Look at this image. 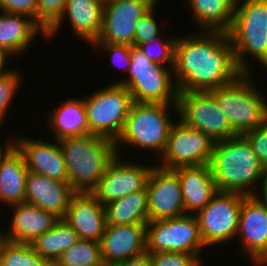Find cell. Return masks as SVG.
<instances>
[{
    "mask_svg": "<svg viewBox=\"0 0 267 266\" xmlns=\"http://www.w3.org/2000/svg\"><path fill=\"white\" fill-rule=\"evenodd\" d=\"M232 1V3L234 4V5H236V4H238V3H240V2H243V1H245V0H231Z\"/></svg>",
    "mask_w": 267,
    "mask_h": 266,
    "instance_id": "cell-45",
    "label": "cell"
},
{
    "mask_svg": "<svg viewBox=\"0 0 267 266\" xmlns=\"http://www.w3.org/2000/svg\"><path fill=\"white\" fill-rule=\"evenodd\" d=\"M105 3H108V2H113V1H117V0H102Z\"/></svg>",
    "mask_w": 267,
    "mask_h": 266,
    "instance_id": "cell-47",
    "label": "cell"
},
{
    "mask_svg": "<svg viewBox=\"0 0 267 266\" xmlns=\"http://www.w3.org/2000/svg\"><path fill=\"white\" fill-rule=\"evenodd\" d=\"M195 24L200 31H221L231 29L235 5L231 0H187Z\"/></svg>",
    "mask_w": 267,
    "mask_h": 266,
    "instance_id": "cell-27",
    "label": "cell"
},
{
    "mask_svg": "<svg viewBox=\"0 0 267 266\" xmlns=\"http://www.w3.org/2000/svg\"><path fill=\"white\" fill-rule=\"evenodd\" d=\"M0 11L26 15L37 22V0H0Z\"/></svg>",
    "mask_w": 267,
    "mask_h": 266,
    "instance_id": "cell-39",
    "label": "cell"
},
{
    "mask_svg": "<svg viewBox=\"0 0 267 266\" xmlns=\"http://www.w3.org/2000/svg\"><path fill=\"white\" fill-rule=\"evenodd\" d=\"M106 224L128 225L149 222L147 190L130 193L104 205Z\"/></svg>",
    "mask_w": 267,
    "mask_h": 266,
    "instance_id": "cell-28",
    "label": "cell"
},
{
    "mask_svg": "<svg viewBox=\"0 0 267 266\" xmlns=\"http://www.w3.org/2000/svg\"><path fill=\"white\" fill-rule=\"evenodd\" d=\"M228 36L235 61L242 73H252L245 55L267 64V0H245L235 5ZM251 67V68H250Z\"/></svg>",
    "mask_w": 267,
    "mask_h": 266,
    "instance_id": "cell-4",
    "label": "cell"
},
{
    "mask_svg": "<svg viewBox=\"0 0 267 266\" xmlns=\"http://www.w3.org/2000/svg\"><path fill=\"white\" fill-rule=\"evenodd\" d=\"M38 33L46 37L45 30L29 16L0 13V48L10 56L23 54Z\"/></svg>",
    "mask_w": 267,
    "mask_h": 266,
    "instance_id": "cell-24",
    "label": "cell"
},
{
    "mask_svg": "<svg viewBox=\"0 0 267 266\" xmlns=\"http://www.w3.org/2000/svg\"><path fill=\"white\" fill-rule=\"evenodd\" d=\"M63 219L79 239L100 243L106 226L105 209L92 192H75Z\"/></svg>",
    "mask_w": 267,
    "mask_h": 266,
    "instance_id": "cell-19",
    "label": "cell"
},
{
    "mask_svg": "<svg viewBox=\"0 0 267 266\" xmlns=\"http://www.w3.org/2000/svg\"><path fill=\"white\" fill-rule=\"evenodd\" d=\"M176 106L184 125L202 131L213 142L237 136L210 92L178 91Z\"/></svg>",
    "mask_w": 267,
    "mask_h": 266,
    "instance_id": "cell-10",
    "label": "cell"
},
{
    "mask_svg": "<svg viewBox=\"0 0 267 266\" xmlns=\"http://www.w3.org/2000/svg\"><path fill=\"white\" fill-rule=\"evenodd\" d=\"M102 263L100 243L79 239L60 255L53 266H99Z\"/></svg>",
    "mask_w": 267,
    "mask_h": 266,
    "instance_id": "cell-30",
    "label": "cell"
},
{
    "mask_svg": "<svg viewBox=\"0 0 267 266\" xmlns=\"http://www.w3.org/2000/svg\"><path fill=\"white\" fill-rule=\"evenodd\" d=\"M157 2L138 20L135 28L133 46L137 47L145 41L162 35L157 20L155 19L154 10Z\"/></svg>",
    "mask_w": 267,
    "mask_h": 266,
    "instance_id": "cell-36",
    "label": "cell"
},
{
    "mask_svg": "<svg viewBox=\"0 0 267 266\" xmlns=\"http://www.w3.org/2000/svg\"><path fill=\"white\" fill-rule=\"evenodd\" d=\"M103 7L104 2L102 0H67L60 19L46 32L44 38L51 39L59 31L63 19L67 16L73 28V33L78 38L92 44L101 32Z\"/></svg>",
    "mask_w": 267,
    "mask_h": 266,
    "instance_id": "cell-20",
    "label": "cell"
},
{
    "mask_svg": "<svg viewBox=\"0 0 267 266\" xmlns=\"http://www.w3.org/2000/svg\"><path fill=\"white\" fill-rule=\"evenodd\" d=\"M67 168L69 185L76 192H91L118 155L114 141L85 134L58 141Z\"/></svg>",
    "mask_w": 267,
    "mask_h": 266,
    "instance_id": "cell-3",
    "label": "cell"
},
{
    "mask_svg": "<svg viewBox=\"0 0 267 266\" xmlns=\"http://www.w3.org/2000/svg\"><path fill=\"white\" fill-rule=\"evenodd\" d=\"M214 142L202 131L184 125L180 120L170 129L167 144L158 166L175 169L183 166L208 165Z\"/></svg>",
    "mask_w": 267,
    "mask_h": 266,
    "instance_id": "cell-12",
    "label": "cell"
},
{
    "mask_svg": "<svg viewBox=\"0 0 267 266\" xmlns=\"http://www.w3.org/2000/svg\"><path fill=\"white\" fill-rule=\"evenodd\" d=\"M157 0H117L104 4L102 28L93 43L133 46L138 20Z\"/></svg>",
    "mask_w": 267,
    "mask_h": 266,
    "instance_id": "cell-13",
    "label": "cell"
},
{
    "mask_svg": "<svg viewBox=\"0 0 267 266\" xmlns=\"http://www.w3.org/2000/svg\"><path fill=\"white\" fill-rule=\"evenodd\" d=\"M8 57H10V55L6 53L2 48H0V77H3L6 73L10 71L4 69L7 67L5 66V64L7 62L6 60Z\"/></svg>",
    "mask_w": 267,
    "mask_h": 266,
    "instance_id": "cell-42",
    "label": "cell"
},
{
    "mask_svg": "<svg viewBox=\"0 0 267 266\" xmlns=\"http://www.w3.org/2000/svg\"><path fill=\"white\" fill-rule=\"evenodd\" d=\"M48 125L55 140L89 134L84 99L68 98L55 112L48 113Z\"/></svg>",
    "mask_w": 267,
    "mask_h": 266,
    "instance_id": "cell-26",
    "label": "cell"
},
{
    "mask_svg": "<svg viewBox=\"0 0 267 266\" xmlns=\"http://www.w3.org/2000/svg\"><path fill=\"white\" fill-rule=\"evenodd\" d=\"M28 169L13 145L0 159V202L7 206L25 202Z\"/></svg>",
    "mask_w": 267,
    "mask_h": 266,
    "instance_id": "cell-25",
    "label": "cell"
},
{
    "mask_svg": "<svg viewBox=\"0 0 267 266\" xmlns=\"http://www.w3.org/2000/svg\"><path fill=\"white\" fill-rule=\"evenodd\" d=\"M21 73L16 70H10L3 77H0V126L8 114L9 105L16 94L17 89H20Z\"/></svg>",
    "mask_w": 267,
    "mask_h": 266,
    "instance_id": "cell-33",
    "label": "cell"
},
{
    "mask_svg": "<svg viewBox=\"0 0 267 266\" xmlns=\"http://www.w3.org/2000/svg\"><path fill=\"white\" fill-rule=\"evenodd\" d=\"M13 139L9 140V142L7 141V143H5L6 146H4V149L2 148V144L0 143V159L2 158V156L13 146Z\"/></svg>",
    "mask_w": 267,
    "mask_h": 266,
    "instance_id": "cell-43",
    "label": "cell"
},
{
    "mask_svg": "<svg viewBox=\"0 0 267 266\" xmlns=\"http://www.w3.org/2000/svg\"><path fill=\"white\" fill-rule=\"evenodd\" d=\"M170 108L177 110L176 104L133 102L123 131L115 142L117 154H121L118 145L120 143L147 151L153 150L162 155L170 129L175 123L168 113Z\"/></svg>",
    "mask_w": 267,
    "mask_h": 266,
    "instance_id": "cell-6",
    "label": "cell"
},
{
    "mask_svg": "<svg viewBox=\"0 0 267 266\" xmlns=\"http://www.w3.org/2000/svg\"><path fill=\"white\" fill-rule=\"evenodd\" d=\"M127 79L114 83L124 85L133 102L177 104L178 90L173 68L153 63L137 47L131 46V63Z\"/></svg>",
    "mask_w": 267,
    "mask_h": 266,
    "instance_id": "cell-7",
    "label": "cell"
},
{
    "mask_svg": "<svg viewBox=\"0 0 267 266\" xmlns=\"http://www.w3.org/2000/svg\"><path fill=\"white\" fill-rule=\"evenodd\" d=\"M116 266H151L149 253L145 252L142 255L118 263Z\"/></svg>",
    "mask_w": 267,
    "mask_h": 266,
    "instance_id": "cell-40",
    "label": "cell"
},
{
    "mask_svg": "<svg viewBox=\"0 0 267 266\" xmlns=\"http://www.w3.org/2000/svg\"><path fill=\"white\" fill-rule=\"evenodd\" d=\"M149 221L176 218L185 213L178 175L154 164L146 183Z\"/></svg>",
    "mask_w": 267,
    "mask_h": 266,
    "instance_id": "cell-14",
    "label": "cell"
},
{
    "mask_svg": "<svg viewBox=\"0 0 267 266\" xmlns=\"http://www.w3.org/2000/svg\"><path fill=\"white\" fill-rule=\"evenodd\" d=\"M89 134L116 142L121 135L133 104L124 85L111 83L84 97Z\"/></svg>",
    "mask_w": 267,
    "mask_h": 266,
    "instance_id": "cell-8",
    "label": "cell"
},
{
    "mask_svg": "<svg viewBox=\"0 0 267 266\" xmlns=\"http://www.w3.org/2000/svg\"><path fill=\"white\" fill-rule=\"evenodd\" d=\"M242 136L249 142L261 167L267 172V120Z\"/></svg>",
    "mask_w": 267,
    "mask_h": 266,
    "instance_id": "cell-37",
    "label": "cell"
},
{
    "mask_svg": "<svg viewBox=\"0 0 267 266\" xmlns=\"http://www.w3.org/2000/svg\"><path fill=\"white\" fill-rule=\"evenodd\" d=\"M10 207L14 210L13 216H10L13 218L10 229L5 231L6 241L9 242L32 244L60 220L53 212L26 202Z\"/></svg>",
    "mask_w": 267,
    "mask_h": 266,
    "instance_id": "cell-22",
    "label": "cell"
},
{
    "mask_svg": "<svg viewBox=\"0 0 267 266\" xmlns=\"http://www.w3.org/2000/svg\"><path fill=\"white\" fill-rule=\"evenodd\" d=\"M244 197L239 193L217 191L209 204L196 214L206 247L221 245L236 237Z\"/></svg>",
    "mask_w": 267,
    "mask_h": 266,
    "instance_id": "cell-11",
    "label": "cell"
},
{
    "mask_svg": "<svg viewBox=\"0 0 267 266\" xmlns=\"http://www.w3.org/2000/svg\"><path fill=\"white\" fill-rule=\"evenodd\" d=\"M103 263L117 265L146 252V224H106L100 241Z\"/></svg>",
    "mask_w": 267,
    "mask_h": 266,
    "instance_id": "cell-18",
    "label": "cell"
},
{
    "mask_svg": "<svg viewBox=\"0 0 267 266\" xmlns=\"http://www.w3.org/2000/svg\"><path fill=\"white\" fill-rule=\"evenodd\" d=\"M0 266H53L37 255L31 244L6 241L0 251Z\"/></svg>",
    "mask_w": 267,
    "mask_h": 266,
    "instance_id": "cell-31",
    "label": "cell"
},
{
    "mask_svg": "<svg viewBox=\"0 0 267 266\" xmlns=\"http://www.w3.org/2000/svg\"><path fill=\"white\" fill-rule=\"evenodd\" d=\"M151 266H203L195 255L182 252L149 253Z\"/></svg>",
    "mask_w": 267,
    "mask_h": 266,
    "instance_id": "cell-35",
    "label": "cell"
},
{
    "mask_svg": "<svg viewBox=\"0 0 267 266\" xmlns=\"http://www.w3.org/2000/svg\"><path fill=\"white\" fill-rule=\"evenodd\" d=\"M176 41L177 37L161 35L139 44L137 48L153 63L174 68Z\"/></svg>",
    "mask_w": 267,
    "mask_h": 266,
    "instance_id": "cell-32",
    "label": "cell"
},
{
    "mask_svg": "<svg viewBox=\"0 0 267 266\" xmlns=\"http://www.w3.org/2000/svg\"><path fill=\"white\" fill-rule=\"evenodd\" d=\"M76 191L69 183L28 171L25 202L63 218Z\"/></svg>",
    "mask_w": 267,
    "mask_h": 266,
    "instance_id": "cell-21",
    "label": "cell"
},
{
    "mask_svg": "<svg viewBox=\"0 0 267 266\" xmlns=\"http://www.w3.org/2000/svg\"><path fill=\"white\" fill-rule=\"evenodd\" d=\"M236 236L255 266H267V208L253 195L243 198Z\"/></svg>",
    "mask_w": 267,
    "mask_h": 266,
    "instance_id": "cell-16",
    "label": "cell"
},
{
    "mask_svg": "<svg viewBox=\"0 0 267 266\" xmlns=\"http://www.w3.org/2000/svg\"><path fill=\"white\" fill-rule=\"evenodd\" d=\"M67 0H37V23L47 32L61 17Z\"/></svg>",
    "mask_w": 267,
    "mask_h": 266,
    "instance_id": "cell-34",
    "label": "cell"
},
{
    "mask_svg": "<svg viewBox=\"0 0 267 266\" xmlns=\"http://www.w3.org/2000/svg\"><path fill=\"white\" fill-rule=\"evenodd\" d=\"M20 138L13 139V145L22 154L28 171L68 183L65 160L57 140L51 143L41 138Z\"/></svg>",
    "mask_w": 267,
    "mask_h": 266,
    "instance_id": "cell-17",
    "label": "cell"
},
{
    "mask_svg": "<svg viewBox=\"0 0 267 266\" xmlns=\"http://www.w3.org/2000/svg\"><path fill=\"white\" fill-rule=\"evenodd\" d=\"M99 266H115V265H111V264H107V263H102L101 265Z\"/></svg>",
    "mask_w": 267,
    "mask_h": 266,
    "instance_id": "cell-46",
    "label": "cell"
},
{
    "mask_svg": "<svg viewBox=\"0 0 267 266\" xmlns=\"http://www.w3.org/2000/svg\"><path fill=\"white\" fill-rule=\"evenodd\" d=\"M217 191L254 195L266 171L241 135L214 142L209 163Z\"/></svg>",
    "mask_w": 267,
    "mask_h": 266,
    "instance_id": "cell-2",
    "label": "cell"
},
{
    "mask_svg": "<svg viewBox=\"0 0 267 266\" xmlns=\"http://www.w3.org/2000/svg\"><path fill=\"white\" fill-rule=\"evenodd\" d=\"M6 242V237H5V230L1 232L0 230V251L2 249L3 244Z\"/></svg>",
    "mask_w": 267,
    "mask_h": 266,
    "instance_id": "cell-44",
    "label": "cell"
},
{
    "mask_svg": "<svg viewBox=\"0 0 267 266\" xmlns=\"http://www.w3.org/2000/svg\"><path fill=\"white\" fill-rule=\"evenodd\" d=\"M172 170L178 175L180 181L185 213L196 215L209 204L217 192L209 164L183 166Z\"/></svg>",
    "mask_w": 267,
    "mask_h": 266,
    "instance_id": "cell-23",
    "label": "cell"
},
{
    "mask_svg": "<svg viewBox=\"0 0 267 266\" xmlns=\"http://www.w3.org/2000/svg\"><path fill=\"white\" fill-rule=\"evenodd\" d=\"M259 186L260 187L258 188L260 189L253 196L267 208V172L265 173V176Z\"/></svg>",
    "mask_w": 267,
    "mask_h": 266,
    "instance_id": "cell-41",
    "label": "cell"
},
{
    "mask_svg": "<svg viewBox=\"0 0 267 266\" xmlns=\"http://www.w3.org/2000/svg\"><path fill=\"white\" fill-rule=\"evenodd\" d=\"M194 35L177 37L173 75L178 91L209 92L242 74L228 33L200 31Z\"/></svg>",
    "mask_w": 267,
    "mask_h": 266,
    "instance_id": "cell-1",
    "label": "cell"
},
{
    "mask_svg": "<svg viewBox=\"0 0 267 266\" xmlns=\"http://www.w3.org/2000/svg\"><path fill=\"white\" fill-rule=\"evenodd\" d=\"M203 243L196 215L152 220L146 224V252H182L202 260Z\"/></svg>",
    "mask_w": 267,
    "mask_h": 266,
    "instance_id": "cell-9",
    "label": "cell"
},
{
    "mask_svg": "<svg viewBox=\"0 0 267 266\" xmlns=\"http://www.w3.org/2000/svg\"><path fill=\"white\" fill-rule=\"evenodd\" d=\"M154 165L135 164L117 155L109 164L98 185L91 191L102 205L146 188Z\"/></svg>",
    "mask_w": 267,
    "mask_h": 266,
    "instance_id": "cell-15",
    "label": "cell"
},
{
    "mask_svg": "<svg viewBox=\"0 0 267 266\" xmlns=\"http://www.w3.org/2000/svg\"><path fill=\"white\" fill-rule=\"evenodd\" d=\"M250 75L242 73L232 83L209 91L233 132L241 136L267 120V99L253 84Z\"/></svg>",
    "mask_w": 267,
    "mask_h": 266,
    "instance_id": "cell-5",
    "label": "cell"
},
{
    "mask_svg": "<svg viewBox=\"0 0 267 266\" xmlns=\"http://www.w3.org/2000/svg\"><path fill=\"white\" fill-rule=\"evenodd\" d=\"M78 240L73 228L60 218L52 229L40 235L31 245L37 255L54 264L60 255Z\"/></svg>",
    "mask_w": 267,
    "mask_h": 266,
    "instance_id": "cell-29",
    "label": "cell"
},
{
    "mask_svg": "<svg viewBox=\"0 0 267 266\" xmlns=\"http://www.w3.org/2000/svg\"><path fill=\"white\" fill-rule=\"evenodd\" d=\"M91 46L96 49L100 48L99 50H101L102 53L105 51L106 54L107 52L108 56L111 57L114 66H116L115 63L122 64V66L118 64V66L124 67L123 71L121 70V73L124 72L123 74H125L126 71L128 72L131 63V46L110 43H92ZM116 69H119V67Z\"/></svg>",
    "mask_w": 267,
    "mask_h": 266,
    "instance_id": "cell-38",
    "label": "cell"
}]
</instances>
